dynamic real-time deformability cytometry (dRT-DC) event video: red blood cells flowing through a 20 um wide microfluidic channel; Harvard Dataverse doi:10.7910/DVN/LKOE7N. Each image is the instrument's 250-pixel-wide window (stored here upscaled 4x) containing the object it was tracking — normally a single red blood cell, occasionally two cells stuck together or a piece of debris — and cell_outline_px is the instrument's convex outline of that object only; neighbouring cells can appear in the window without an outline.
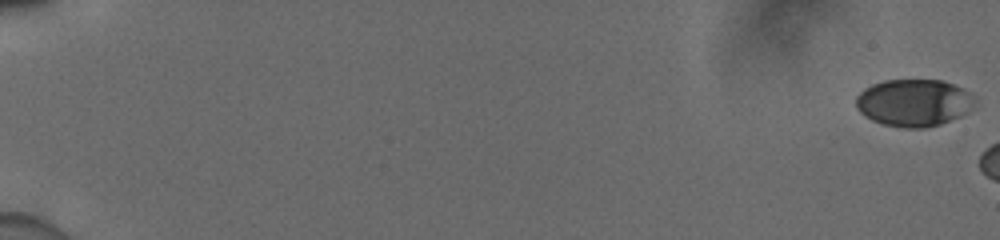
{"species": "human", "species_latin": "Homo sapiens", "temperature_condition": "cold", "stored_images_in_passage": 7, "camera_frame_rate_fps": 3000, "um_per_image_px": 0.085, "donor": {"sex": "male"}, "frame": {"image": 1, "passage_image": 1, "time_ms": 0.0, "image_size_px": [1000, 240], "cell_outline_px": [[976, 100], [968, 112], [960, 116], [940, 124], [924, 128], [904, 128], [884, 124], [872, 120], [864, 116], [856, 108], [856, 96], [864, 88], [872, 84], [884, 80], [940, 80], [964, 88]], "centroid_in_image_um": [77.65, 8.73], "position_along_channel_um": 7.3, "area_um2": 32.71}}